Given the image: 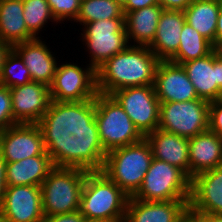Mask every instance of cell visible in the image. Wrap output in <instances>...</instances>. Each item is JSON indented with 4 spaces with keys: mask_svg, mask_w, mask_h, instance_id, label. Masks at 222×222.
Masks as SVG:
<instances>
[{
    "mask_svg": "<svg viewBox=\"0 0 222 222\" xmlns=\"http://www.w3.org/2000/svg\"><path fill=\"white\" fill-rule=\"evenodd\" d=\"M153 159L150 143L144 138L138 143L107 152L94 164L129 197L140 188Z\"/></svg>",
    "mask_w": 222,
    "mask_h": 222,
    "instance_id": "cell-6",
    "label": "cell"
},
{
    "mask_svg": "<svg viewBox=\"0 0 222 222\" xmlns=\"http://www.w3.org/2000/svg\"><path fill=\"white\" fill-rule=\"evenodd\" d=\"M23 16L27 29L35 36L53 17L47 0H23Z\"/></svg>",
    "mask_w": 222,
    "mask_h": 222,
    "instance_id": "cell-29",
    "label": "cell"
},
{
    "mask_svg": "<svg viewBox=\"0 0 222 222\" xmlns=\"http://www.w3.org/2000/svg\"><path fill=\"white\" fill-rule=\"evenodd\" d=\"M40 186H7L0 212L8 222H43Z\"/></svg>",
    "mask_w": 222,
    "mask_h": 222,
    "instance_id": "cell-13",
    "label": "cell"
},
{
    "mask_svg": "<svg viewBox=\"0 0 222 222\" xmlns=\"http://www.w3.org/2000/svg\"><path fill=\"white\" fill-rule=\"evenodd\" d=\"M220 0H193L184 10L186 22L212 45L215 43Z\"/></svg>",
    "mask_w": 222,
    "mask_h": 222,
    "instance_id": "cell-25",
    "label": "cell"
},
{
    "mask_svg": "<svg viewBox=\"0 0 222 222\" xmlns=\"http://www.w3.org/2000/svg\"><path fill=\"white\" fill-rule=\"evenodd\" d=\"M163 10L160 5H151L127 12L124 18L127 40L133 39L139 46H149L156 35Z\"/></svg>",
    "mask_w": 222,
    "mask_h": 222,
    "instance_id": "cell-24",
    "label": "cell"
},
{
    "mask_svg": "<svg viewBox=\"0 0 222 222\" xmlns=\"http://www.w3.org/2000/svg\"><path fill=\"white\" fill-rule=\"evenodd\" d=\"M209 130L222 136V99L209 104Z\"/></svg>",
    "mask_w": 222,
    "mask_h": 222,
    "instance_id": "cell-32",
    "label": "cell"
},
{
    "mask_svg": "<svg viewBox=\"0 0 222 222\" xmlns=\"http://www.w3.org/2000/svg\"><path fill=\"white\" fill-rule=\"evenodd\" d=\"M160 60L148 46L128 45L96 70L97 92H113L135 86L154 85Z\"/></svg>",
    "mask_w": 222,
    "mask_h": 222,
    "instance_id": "cell-4",
    "label": "cell"
},
{
    "mask_svg": "<svg viewBox=\"0 0 222 222\" xmlns=\"http://www.w3.org/2000/svg\"><path fill=\"white\" fill-rule=\"evenodd\" d=\"M181 65L199 98L208 102L222 99V61L217 58L214 50Z\"/></svg>",
    "mask_w": 222,
    "mask_h": 222,
    "instance_id": "cell-14",
    "label": "cell"
},
{
    "mask_svg": "<svg viewBox=\"0 0 222 222\" xmlns=\"http://www.w3.org/2000/svg\"><path fill=\"white\" fill-rule=\"evenodd\" d=\"M191 179L178 167L153 158L132 198L143 201L189 200Z\"/></svg>",
    "mask_w": 222,
    "mask_h": 222,
    "instance_id": "cell-9",
    "label": "cell"
},
{
    "mask_svg": "<svg viewBox=\"0 0 222 222\" xmlns=\"http://www.w3.org/2000/svg\"><path fill=\"white\" fill-rule=\"evenodd\" d=\"M10 88L0 84V132L15 125Z\"/></svg>",
    "mask_w": 222,
    "mask_h": 222,
    "instance_id": "cell-31",
    "label": "cell"
},
{
    "mask_svg": "<svg viewBox=\"0 0 222 222\" xmlns=\"http://www.w3.org/2000/svg\"><path fill=\"white\" fill-rule=\"evenodd\" d=\"M0 222H8L1 212H0Z\"/></svg>",
    "mask_w": 222,
    "mask_h": 222,
    "instance_id": "cell-44",
    "label": "cell"
},
{
    "mask_svg": "<svg viewBox=\"0 0 222 222\" xmlns=\"http://www.w3.org/2000/svg\"><path fill=\"white\" fill-rule=\"evenodd\" d=\"M151 5H159L158 0H129L123 7V12L126 14L127 12H132Z\"/></svg>",
    "mask_w": 222,
    "mask_h": 222,
    "instance_id": "cell-35",
    "label": "cell"
},
{
    "mask_svg": "<svg viewBox=\"0 0 222 222\" xmlns=\"http://www.w3.org/2000/svg\"><path fill=\"white\" fill-rule=\"evenodd\" d=\"M154 89L160 102H184L199 98L183 66L170 61L159 62Z\"/></svg>",
    "mask_w": 222,
    "mask_h": 222,
    "instance_id": "cell-15",
    "label": "cell"
},
{
    "mask_svg": "<svg viewBox=\"0 0 222 222\" xmlns=\"http://www.w3.org/2000/svg\"><path fill=\"white\" fill-rule=\"evenodd\" d=\"M16 73H19V76L15 75ZM30 81L32 80L28 68L21 57L11 48L4 58L0 84L12 88L25 85Z\"/></svg>",
    "mask_w": 222,
    "mask_h": 222,
    "instance_id": "cell-28",
    "label": "cell"
},
{
    "mask_svg": "<svg viewBox=\"0 0 222 222\" xmlns=\"http://www.w3.org/2000/svg\"><path fill=\"white\" fill-rule=\"evenodd\" d=\"M111 96L144 137L158 128L160 101L154 85L122 88L113 92Z\"/></svg>",
    "mask_w": 222,
    "mask_h": 222,
    "instance_id": "cell-12",
    "label": "cell"
},
{
    "mask_svg": "<svg viewBox=\"0 0 222 222\" xmlns=\"http://www.w3.org/2000/svg\"><path fill=\"white\" fill-rule=\"evenodd\" d=\"M185 22L184 11L167 9L162 11L156 35L148 46L160 61H169L177 53L180 33Z\"/></svg>",
    "mask_w": 222,
    "mask_h": 222,
    "instance_id": "cell-20",
    "label": "cell"
},
{
    "mask_svg": "<svg viewBox=\"0 0 222 222\" xmlns=\"http://www.w3.org/2000/svg\"><path fill=\"white\" fill-rule=\"evenodd\" d=\"M213 50L217 58L222 61V46H213Z\"/></svg>",
    "mask_w": 222,
    "mask_h": 222,
    "instance_id": "cell-41",
    "label": "cell"
},
{
    "mask_svg": "<svg viewBox=\"0 0 222 222\" xmlns=\"http://www.w3.org/2000/svg\"><path fill=\"white\" fill-rule=\"evenodd\" d=\"M53 105L72 123L95 99L96 71L76 64L57 65L49 86Z\"/></svg>",
    "mask_w": 222,
    "mask_h": 222,
    "instance_id": "cell-5",
    "label": "cell"
},
{
    "mask_svg": "<svg viewBox=\"0 0 222 222\" xmlns=\"http://www.w3.org/2000/svg\"><path fill=\"white\" fill-rule=\"evenodd\" d=\"M113 18H125L123 8L116 0H81L79 15L75 22L84 25Z\"/></svg>",
    "mask_w": 222,
    "mask_h": 222,
    "instance_id": "cell-27",
    "label": "cell"
},
{
    "mask_svg": "<svg viewBox=\"0 0 222 222\" xmlns=\"http://www.w3.org/2000/svg\"><path fill=\"white\" fill-rule=\"evenodd\" d=\"M190 179L222 165V136L207 130L188 139Z\"/></svg>",
    "mask_w": 222,
    "mask_h": 222,
    "instance_id": "cell-21",
    "label": "cell"
},
{
    "mask_svg": "<svg viewBox=\"0 0 222 222\" xmlns=\"http://www.w3.org/2000/svg\"><path fill=\"white\" fill-rule=\"evenodd\" d=\"M189 211L222 215V165L191 178Z\"/></svg>",
    "mask_w": 222,
    "mask_h": 222,
    "instance_id": "cell-16",
    "label": "cell"
},
{
    "mask_svg": "<svg viewBox=\"0 0 222 222\" xmlns=\"http://www.w3.org/2000/svg\"><path fill=\"white\" fill-rule=\"evenodd\" d=\"M83 41L90 50V66L96 71L111 57L123 51L127 40L124 18L98 20L84 24Z\"/></svg>",
    "mask_w": 222,
    "mask_h": 222,
    "instance_id": "cell-11",
    "label": "cell"
},
{
    "mask_svg": "<svg viewBox=\"0 0 222 222\" xmlns=\"http://www.w3.org/2000/svg\"><path fill=\"white\" fill-rule=\"evenodd\" d=\"M85 217L80 211L57 214L53 216H44L43 222H84Z\"/></svg>",
    "mask_w": 222,
    "mask_h": 222,
    "instance_id": "cell-33",
    "label": "cell"
},
{
    "mask_svg": "<svg viewBox=\"0 0 222 222\" xmlns=\"http://www.w3.org/2000/svg\"><path fill=\"white\" fill-rule=\"evenodd\" d=\"M0 155L7 163L34 156H66L72 137L62 125L17 123L0 132Z\"/></svg>",
    "mask_w": 222,
    "mask_h": 222,
    "instance_id": "cell-2",
    "label": "cell"
},
{
    "mask_svg": "<svg viewBox=\"0 0 222 222\" xmlns=\"http://www.w3.org/2000/svg\"><path fill=\"white\" fill-rule=\"evenodd\" d=\"M145 138L151 145L153 158L178 167L190 178L188 138L160 128L149 133Z\"/></svg>",
    "mask_w": 222,
    "mask_h": 222,
    "instance_id": "cell-19",
    "label": "cell"
},
{
    "mask_svg": "<svg viewBox=\"0 0 222 222\" xmlns=\"http://www.w3.org/2000/svg\"><path fill=\"white\" fill-rule=\"evenodd\" d=\"M11 48L12 47L10 45L0 40V77L2 73L4 58Z\"/></svg>",
    "mask_w": 222,
    "mask_h": 222,
    "instance_id": "cell-39",
    "label": "cell"
},
{
    "mask_svg": "<svg viewBox=\"0 0 222 222\" xmlns=\"http://www.w3.org/2000/svg\"><path fill=\"white\" fill-rule=\"evenodd\" d=\"M201 222H222V215L212 213H194Z\"/></svg>",
    "mask_w": 222,
    "mask_h": 222,
    "instance_id": "cell-38",
    "label": "cell"
},
{
    "mask_svg": "<svg viewBox=\"0 0 222 222\" xmlns=\"http://www.w3.org/2000/svg\"><path fill=\"white\" fill-rule=\"evenodd\" d=\"M129 198L94 165L86 174L79 211L89 220L124 222Z\"/></svg>",
    "mask_w": 222,
    "mask_h": 222,
    "instance_id": "cell-7",
    "label": "cell"
},
{
    "mask_svg": "<svg viewBox=\"0 0 222 222\" xmlns=\"http://www.w3.org/2000/svg\"><path fill=\"white\" fill-rule=\"evenodd\" d=\"M213 46H222V4L217 19L216 38Z\"/></svg>",
    "mask_w": 222,
    "mask_h": 222,
    "instance_id": "cell-37",
    "label": "cell"
},
{
    "mask_svg": "<svg viewBox=\"0 0 222 222\" xmlns=\"http://www.w3.org/2000/svg\"><path fill=\"white\" fill-rule=\"evenodd\" d=\"M193 0H158L159 5L167 10L184 11Z\"/></svg>",
    "mask_w": 222,
    "mask_h": 222,
    "instance_id": "cell-34",
    "label": "cell"
},
{
    "mask_svg": "<svg viewBox=\"0 0 222 222\" xmlns=\"http://www.w3.org/2000/svg\"><path fill=\"white\" fill-rule=\"evenodd\" d=\"M14 122L62 125L71 133V123L53 105L47 85L30 81L10 88Z\"/></svg>",
    "mask_w": 222,
    "mask_h": 222,
    "instance_id": "cell-8",
    "label": "cell"
},
{
    "mask_svg": "<svg viewBox=\"0 0 222 222\" xmlns=\"http://www.w3.org/2000/svg\"><path fill=\"white\" fill-rule=\"evenodd\" d=\"M65 156H34L7 163V186H40Z\"/></svg>",
    "mask_w": 222,
    "mask_h": 222,
    "instance_id": "cell-22",
    "label": "cell"
},
{
    "mask_svg": "<svg viewBox=\"0 0 222 222\" xmlns=\"http://www.w3.org/2000/svg\"><path fill=\"white\" fill-rule=\"evenodd\" d=\"M84 222H110V221H104V220H89V219H85Z\"/></svg>",
    "mask_w": 222,
    "mask_h": 222,
    "instance_id": "cell-43",
    "label": "cell"
},
{
    "mask_svg": "<svg viewBox=\"0 0 222 222\" xmlns=\"http://www.w3.org/2000/svg\"><path fill=\"white\" fill-rule=\"evenodd\" d=\"M12 49L21 57L23 63L28 68L31 80L47 85H51L57 61L52 52L49 51L45 43L39 37L15 44Z\"/></svg>",
    "mask_w": 222,
    "mask_h": 222,
    "instance_id": "cell-18",
    "label": "cell"
},
{
    "mask_svg": "<svg viewBox=\"0 0 222 222\" xmlns=\"http://www.w3.org/2000/svg\"><path fill=\"white\" fill-rule=\"evenodd\" d=\"M189 211V200L143 201L130 197L124 222H179Z\"/></svg>",
    "mask_w": 222,
    "mask_h": 222,
    "instance_id": "cell-17",
    "label": "cell"
},
{
    "mask_svg": "<svg viewBox=\"0 0 222 222\" xmlns=\"http://www.w3.org/2000/svg\"><path fill=\"white\" fill-rule=\"evenodd\" d=\"M6 170L7 162L0 155V206L2 205L7 190Z\"/></svg>",
    "mask_w": 222,
    "mask_h": 222,
    "instance_id": "cell-36",
    "label": "cell"
},
{
    "mask_svg": "<svg viewBox=\"0 0 222 222\" xmlns=\"http://www.w3.org/2000/svg\"><path fill=\"white\" fill-rule=\"evenodd\" d=\"M23 16V0H0V40L11 47L35 39Z\"/></svg>",
    "mask_w": 222,
    "mask_h": 222,
    "instance_id": "cell-23",
    "label": "cell"
},
{
    "mask_svg": "<svg viewBox=\"0 0 222 222\" xmlns=\"http://www.w3.org/2000/svg\"><path fill=\"white\" fill-rule=\"evenodd\" d=\"M47 2L57 22L66 19L75 21L79 15L81 0H47Z\"/></svg>",
    "mask_w": 222,
    "mask_h": 222,
    "instance_id": "cell-30",
    "label": "cell"
},
{
    "mask_svg": "<svg viewBox=\"0 0 222 222\" xmlns=\"http://www.w3.org/2000/svg\"><path fill=\"white\" fill-rule=\"evenodd\" d=\"M129 0H116V2L123 8Z\"/></svg>",
    "mask_w": 222,
    "mask_h": 222,
    "instance_id": "cell-42",
    "label": "cell"
},
{
    "mask_svg": "<svg viewBox=\"0 0 222 222\" xmlns=\"http://www.w3.org/2000/svg\"><path fill=\"white\" fill-rule=\"evenodd\" d=\"M210 102L198 98L184 102H160L158 128L192 138L209 130Z\"/></svg>",
    "mask_w": 222,
    "mask_h": 222,
    "instance_id": "cell-10",
    "label": "cell"
},
{
    "mask_svg": "<svg viewBox=\"0 0 222 222\" xmlns=\"http://www.w3.org/2000/svg\"><path fill=\"white\" fill-rule=\"evenodd\" d=\"M179 222H201V220L191 211H188Z\"/></svg>",
    "mask_w": 222,
    "mask_h": 222,
    "instance_id": "cell-40",
    "label": "cell"
},
{
    "mask_svg": "<svg viewBox=\"0 0 222 222\" xmlns=\"http://www.w3.org/2000/svg\"><path fill=\"white\" fill-rule=\"evenodd\" d=\"M213 50V45L187 22L180 33V45L177 53L169 60L181 65L208 55Z\"/></svg>",
    "mask_w": 222,
    "mask_h": 222,
    "instance_id": "cell-26",
    "label": "cell"
},
{
    "mask_svg": "<svg viewBox=\"0 0 222 222\" xmlns=\"http://www.w3.org/2000/svg\"><path fill=\"white\" fill-rule=\"evenodd\" d=\"M71 137L72 150L92 163L113 149L145 138L120 104L101 93L71 123Z\"/></svg>",
    "mask_w": 222,
    "mask_h": 222,
    "instance_id": "cell-1",
    "label": "cell"
},
{
    "mask_svg": "<svg viewBox=\"0 0 222 222\" xmlns=\"http://www.w3.org/2000/svg\"><path fill=\"white\" fill-rule=\"evenodd\" d=\"M95 164L71 150L40 185L44 216L80 209L81 193L87 172Z\"/></svg>",
    "mask_w": 222,
    "mask_h": 222,
    "instance_id": "cell-3",
    "label": "cell"
}]
</instances>
